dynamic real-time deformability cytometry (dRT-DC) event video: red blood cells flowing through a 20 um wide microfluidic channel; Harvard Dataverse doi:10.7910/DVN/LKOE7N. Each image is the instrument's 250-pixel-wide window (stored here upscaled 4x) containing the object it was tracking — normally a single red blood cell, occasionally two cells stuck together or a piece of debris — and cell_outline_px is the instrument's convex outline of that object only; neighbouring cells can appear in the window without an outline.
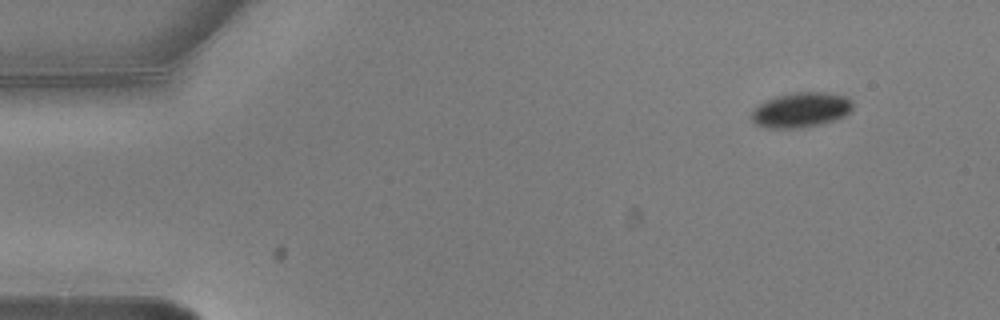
{"species": "common noctule bat (a hibernating species)", "species_latin": "Nyctalus noctula", "temperature_condition": "warm", "stored_images_in_passage": 4, "camera_frame_rate_fps": 3000, "um_per_image_px": 0.085, "animal": {"sex": "male", "body_mass_g": 20.5, "forearm_length_mm": 52.5}, "frame": {"image": 1, "passage_image": 1, "time_ms": 0.0, "image_size_px": [1000, 320], "cell_outline_px": [[852, 108], [844, 116], [836, 120], [804, 128], [768, 128], [756, 124], [752, 120], [752, 112], [760, 104], [776, 96], [792, 92], [828, 92], [848, 96], [852, 100]], "centroid_in_image_um": [68.13, 9.34], "position_along_channel_um": 16.9, "area_um2": 20.69}}
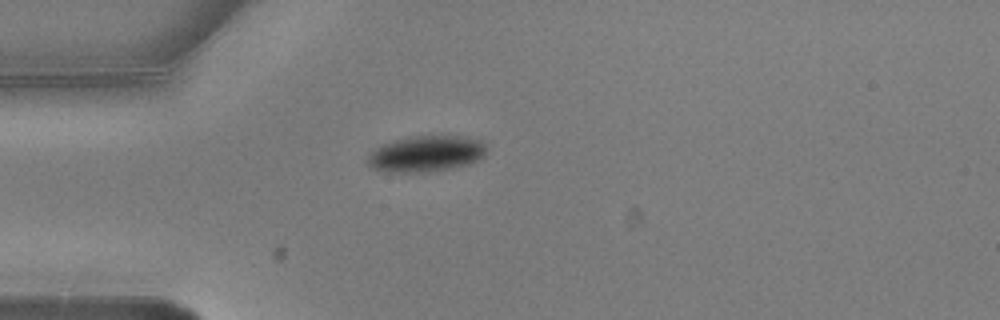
{"frame": {"image": 2, "passage_image": 4, "time_ms": 1.0, "image_size_px": [1000, 320], "cell_outline_px": [[488, 148], [484, 156], [480, 160], [456, 168], [424, 172], [384, 172], [372, 168], [368, 164], [368, 156], [376, 148], [384, 144], [396, 140], [412, 136], [464, 136], [484, 140]], "centroid_in_image_um": [36.3, 13.07], "position_along_channel_um": 48.7, "area_um2": 25.26}}